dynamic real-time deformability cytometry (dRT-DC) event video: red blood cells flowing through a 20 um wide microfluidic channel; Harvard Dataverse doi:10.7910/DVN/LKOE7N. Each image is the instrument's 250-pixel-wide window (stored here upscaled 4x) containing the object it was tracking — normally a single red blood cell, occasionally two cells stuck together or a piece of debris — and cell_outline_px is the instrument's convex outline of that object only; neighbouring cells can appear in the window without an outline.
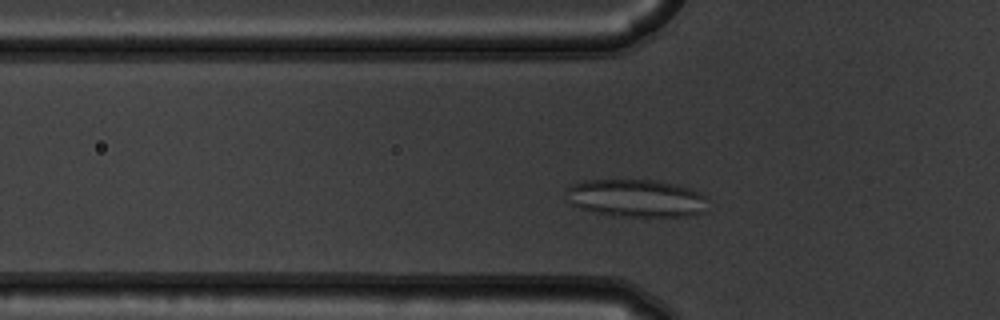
{"species": "common noctule bat (a hibernating species)", "species_latin": "Nyctalus noctula", "temperature_condition": "warm", "stored_images_in_passage": 46, "camera_frame_rate_fps": 3000, "um_per_image_px": 0.085, "animal": {"sex": "male", "body_mass_g": 19.5, "forearm_length_mm": 54.6}, "frame": {"image": 1, "passage_image": 9, "time_ms": 2.667, "image_size_px": [1000, 320], "cell_outline_px": [[708, 212], [692, 216], [612, 216], [580, 208], [572, 204], [564, 192], [572, 184], [584, 180], [656, 180], [676, 184], [700, 192], [708, 196]], "centroid_in_image_um": [54.15, 16.85], "position_along_channel_um": 71.6, "area_um2": 31.56}}
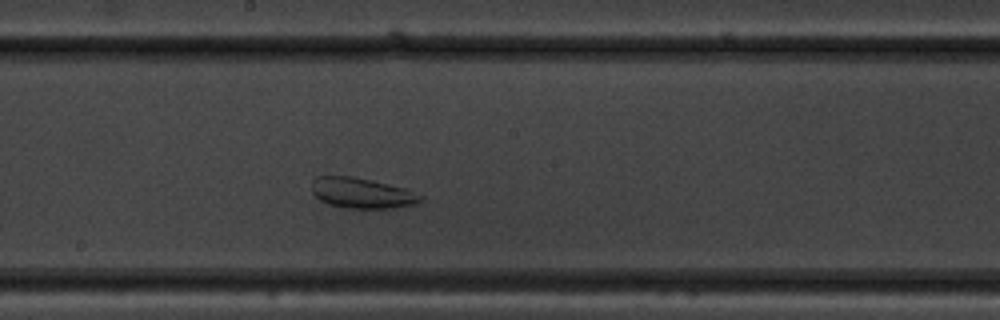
{"frame": {"image": 2, "passage_image": 21, "time_ms": 6.667, "image_size_px": [1000, 320], "cell_outline_px": [[424, 196], [420, 200], [412, 204], [396, 208], [344, 208], [328, 204], [320, 200], [312, 192], [312, 180], [316, 176], [348, 176], [408, 188]], "centroid_in_image_um": [30.75, 16.41], "position_along_channel_um": 217.5, "area_um2": 19.25}}
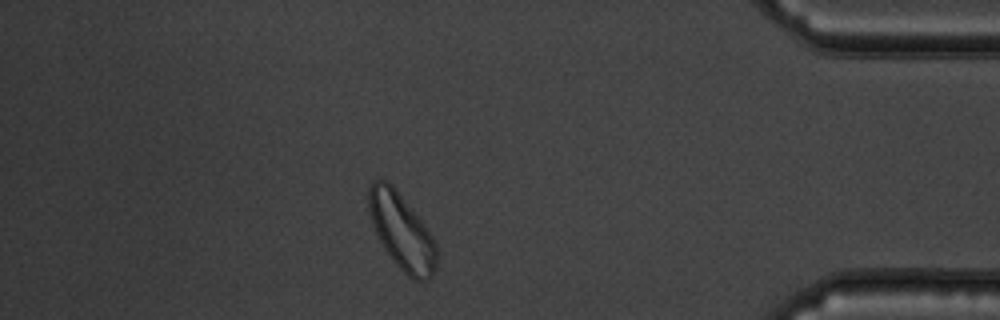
{"frame": {"image": 3, "passage_image": 39, "time_ms": 12.667, "image_size_px": [1000, 320], "cell_outline_px": [[436, 268], [432, 276], [428, 280], [412, 280], [392, 260], [384, 248], [372, 224], [368, 212], [368, 188], [372, 180], [384, 180], [392, 184], [420, 220], [432, 236], [436, 244]], "centroid_in_image_um": [34.12, 19.68], "position_along_channel_um": 401.1, "area_um2": 29.71}}